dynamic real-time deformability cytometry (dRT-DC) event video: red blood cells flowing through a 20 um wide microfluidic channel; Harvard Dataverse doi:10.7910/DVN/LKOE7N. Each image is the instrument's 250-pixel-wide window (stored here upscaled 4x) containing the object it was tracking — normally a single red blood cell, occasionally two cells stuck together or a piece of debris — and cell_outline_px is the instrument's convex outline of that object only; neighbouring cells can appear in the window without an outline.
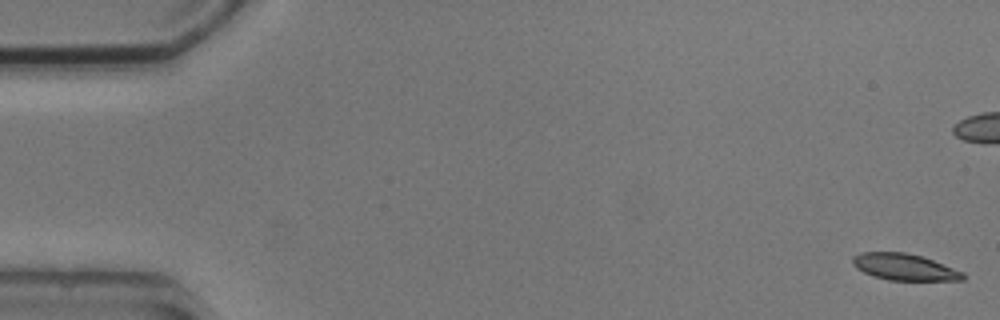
{"species": "common noctule bat (a hibernating species)", "species_latin": "Nyctalus noctula", "temperature_condition": "cold", "stored_images_in_passage": 6, "camera_frame_rate_fps": 3000, "um_per_image_px": 0.085, "animal": {"sex": "male", "body_mass_g": 20.5, "forearm_length_mm": 52.5}, "frame": {"image": 1, "passage_image": 1, "time_ms": 0.0, "image_size_px": [1000, 320], "cell_outline_px": [[968, 276], [964, 280], [888, 280], [872, 276], [856, 268], [852, 264], [852, 256], [860, 252], [904, 252], [920, 256], [932, 260], [964, 272]], "centroid_in_image_um": [76.86, 22.7], "position_along_channel_um": 8.1, "area_um2": 17.11}}